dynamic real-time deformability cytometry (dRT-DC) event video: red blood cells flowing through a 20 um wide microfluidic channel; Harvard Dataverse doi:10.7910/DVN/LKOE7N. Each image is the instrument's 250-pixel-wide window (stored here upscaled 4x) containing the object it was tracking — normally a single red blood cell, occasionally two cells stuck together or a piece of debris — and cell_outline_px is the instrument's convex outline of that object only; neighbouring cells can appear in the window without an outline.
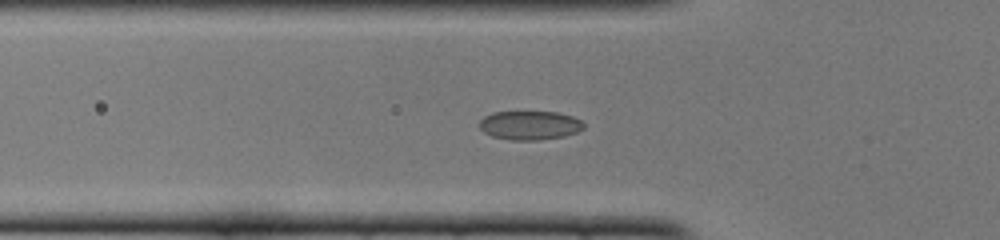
{"species": "common noctule bat (a hibernating species)", "species_latin": "Nyctalus noctula", "temperature_condition": "cold", "stored_images_in_passage": 50, "segment_of_instrument_passage": [1, 2], "camera_frame_rate_fps": 3000, "um_per_image_px": 0.085, "animal": {"sex": "female", "body_mass_g": 22.0, "forearm_length_mm": 56.7}, "frame": {"image": 1, "passage_image": 16, "time_ms": 5.0, "image_size_px": [1000, 240], "cell_outline_px": [[584, 128], [576, 132], [564, 136], [536, 140], [512, 140], [492, 136], [484, 132], [480, 128], [480, 120], [484, 116], [492, 112], [556, 112], [572, 116], [580, 120], [584, 124]], "centroid_in_image_um": [45.02, 10.65], "position_along_channel_um": 80.8, "area_um2": 17.46}}
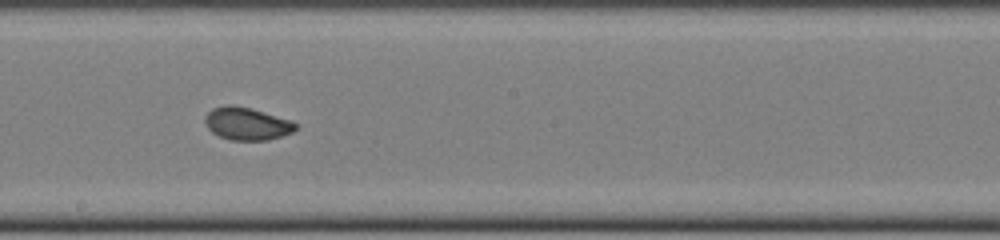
{"frame": {"image": 2, "passage_image": 27, "time_ms": 8.667, "image_size_px": [1000, 240], "cell_outline_px": [[300, 128], [292, 132], [268, 140], [232, 140], [220, 136], [212, 132], [208, 128], [204, 120], [204, 116], [212, 108], [228, 104], [232, 104], [252, 108], [292, 120]], "centroid_in_image_um": [21.0, 10.49], "position_along_channel_um": 227.2, "area_um2": 17.4}}
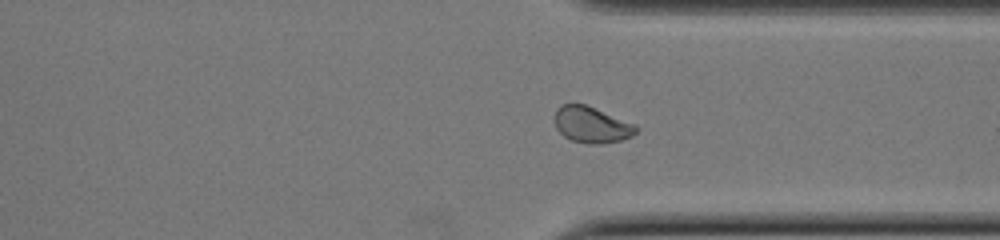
{"frame": {"image": 3, "passage_image": 37, "time_ms": 12.0, "image_size_px": [1000, 240], "cell_outline_px": [[640, 128], [632, 136], [620, 140], [600, 144], [588, 144], [572, 140], [564, 136], [556, 128], [556, 108], [560, 104], [584, 104], [636, 124]], "centroid_in_image_um": [50.31, 10.61], "position_along_channel_um": 361.1, "area_um2": 17.05}}